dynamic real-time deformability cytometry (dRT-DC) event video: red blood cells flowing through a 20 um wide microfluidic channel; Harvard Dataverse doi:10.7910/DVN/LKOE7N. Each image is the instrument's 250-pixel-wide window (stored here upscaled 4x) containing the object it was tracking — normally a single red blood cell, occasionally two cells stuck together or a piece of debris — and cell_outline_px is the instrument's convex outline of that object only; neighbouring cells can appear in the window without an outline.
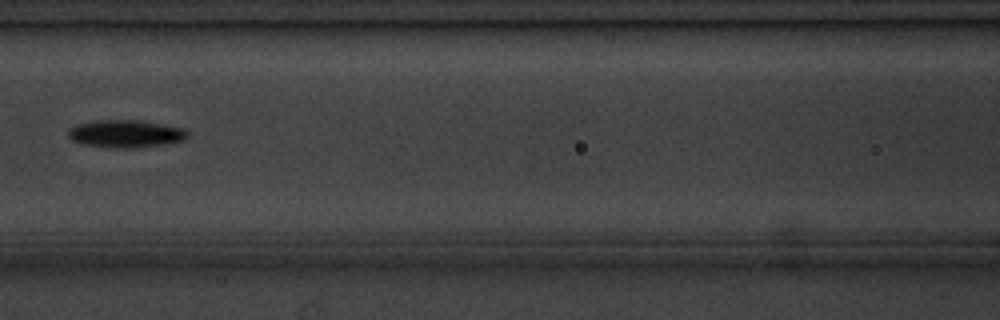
{"species": "common noctule bat (a hibernating species)", "species_latin": "Nyctalus noctula", "temperature_condition": "cold", "stored_images_in_passage": 15, "camera_frame_rate_fps": 3000, "um_per_image_px": 0.085, "animal": {"sex": "male", "body_mass_g": 20.1, "forearm_length_mm": 53.5}, "frame": {"image": 1, "passage_image": 7, "time_ms": 7.667, "image_size_px": [1000, 320], "cell_outline_px": [[188, 136], [184, 140], [164, 144], [128, 148], [112, 148], [84, 144], [72, 140], [68, 136], [68, 128], [76, 124], [100, 120], [140, 120], [184, 128], [188, 132]], "centroid_in_image_um": [10.67, 11.36], "position_along_channel_um": 155.9, "area_um2": 19.13}}
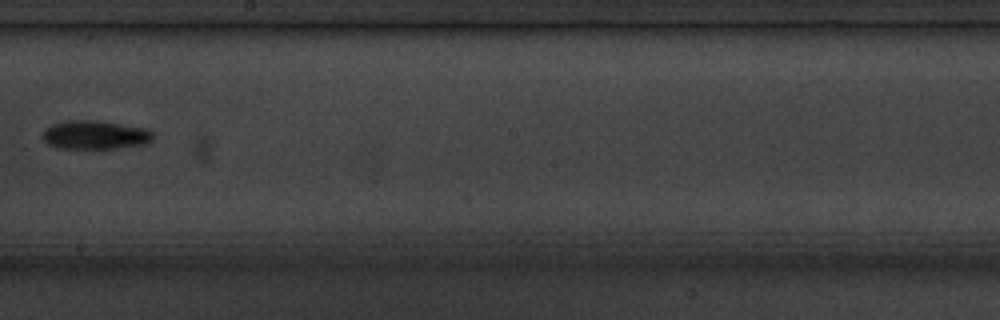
{"frame": {"image": 2, "passage_image": 9, "time_ms": 10.0, "image_size_px": [1000, 320], "cell_outline_px": [[152, 140], [148, 144], [116, 148], [56, 148], [48, 144], [40, 136], [44, 128], [52, 124], [64, 120], [96, 120], [148, 128], [152, 132]], "centroid_in_image_um": [8.05, 11.46], "position_along_channel_um": 240.1, "area_um2": 18.79}}
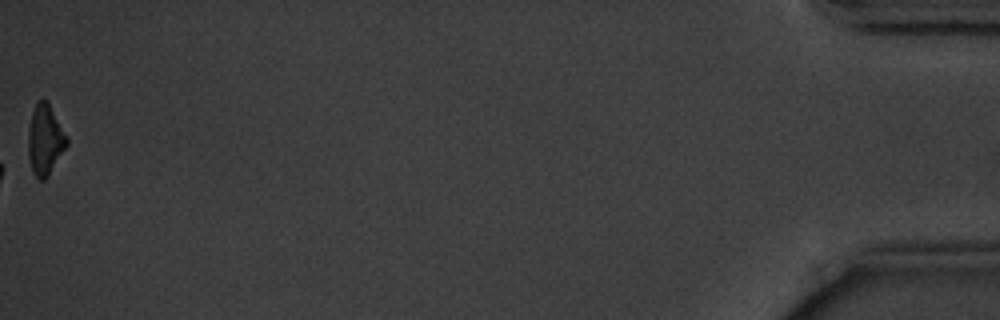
{"frame": {"image": 3, "passage_image": 15, "time_ms": 18.0, "image_size_px": [1000, 320], "cell_outline_px": [[68, 144], [48, 176], [44, 180], [40, 180], [32, 172], [28, 156], [28, 128], [32, 112], [36, 100], [44, 100], [48, 104], [68, 140]], "centroid_in_image_um": [3.79, 11.92], "position_along_channel_um": 431.4, "area_um2": 15.49}, "authors_computed_cell_mechanics": {"area_um2": 17.918, "velocity_mm_per_s": 3.6214, "shape_relaxation_time_tau1_ms": 0.0082, "shape_relaxation_time_tau2_ms": null, "deformation_change_tau1": 0.0497, "deformation_change_tau2": null}}